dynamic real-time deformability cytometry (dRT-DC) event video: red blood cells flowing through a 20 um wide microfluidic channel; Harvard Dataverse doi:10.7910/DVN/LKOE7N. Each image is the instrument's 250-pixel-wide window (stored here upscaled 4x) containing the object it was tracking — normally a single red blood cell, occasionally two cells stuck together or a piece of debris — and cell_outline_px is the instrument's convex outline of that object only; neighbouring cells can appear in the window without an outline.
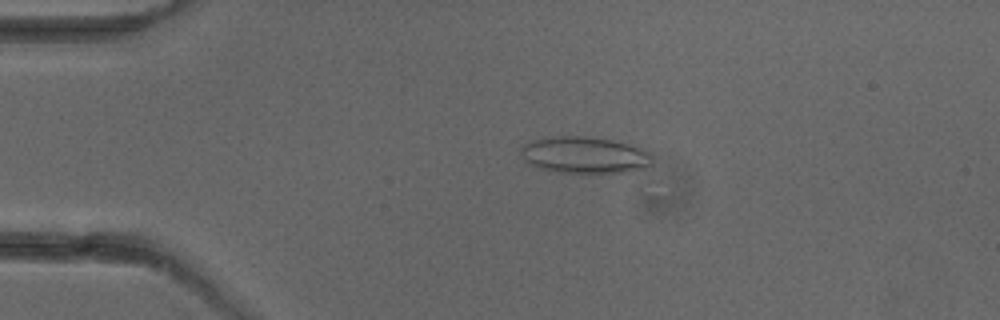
{"species": "common noctule bat (a hibernating species)", "species_latin": "Nyctalus noctula", "temperature_condition": "cold", "stored_images_in_passage": 3, "camera_frame_rate_fps": 3000, "um_per_image_px": 0.085, "animal": {"sex": "female"}, "frame": {"image": 1, "passage_image": 2, "time_ms": 1.333, "image_size_px": [1000, 320], "cell_outline_px": [[652, 164], [648, 168], [624, 172], [556, 172], [540, 168], [528, 164], [520, 152], [520, 148], [524, 144], [532, 140], [544, 136], [584, 136], [612, 140], [628, 144], [640, 148], [648, 152], [652, 156]], "centroid_in_image_um": [49.66, 13.17], "position_along_channel_um": 35.3, "area_um2": 28.15}}